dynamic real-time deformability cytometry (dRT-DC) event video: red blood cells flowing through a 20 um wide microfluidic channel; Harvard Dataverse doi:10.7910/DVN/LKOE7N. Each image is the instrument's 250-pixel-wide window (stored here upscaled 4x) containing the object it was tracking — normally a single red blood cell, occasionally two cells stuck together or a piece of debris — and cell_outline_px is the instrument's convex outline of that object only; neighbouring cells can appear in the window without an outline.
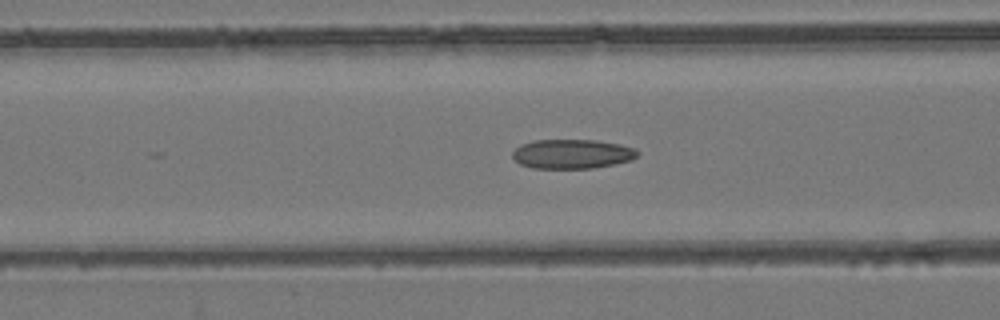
{"species": "common noctule bat (a hibernating species)", "species_latin": "Nyctalus noctula", "temperature_condition": "room temperature", "stored_images_in_passage": 31, "camera_frame_rate_fps": 3000, "um_per_image_px": 0.085, "animal": {"sex": "female", "body_mass_g": 24.6, "forearm_length_mm": 56.2}, "frame": {"image": 1, "passage_image": 23, "time_ms": 7.333, "image_size_px": [1000, 320], "cell_outline_px": [[640, 152], [632, 160], [592, 168], [532, 168], [520, 164], [512, 156], [512, 152], [520, 144], [532, 140], [596, 140], [620, 144], [636, 148]], "centroid_in_image_um": [48.63, 13.07], "position_along_channel_um": 118.0, "area_um2": 21.44}}
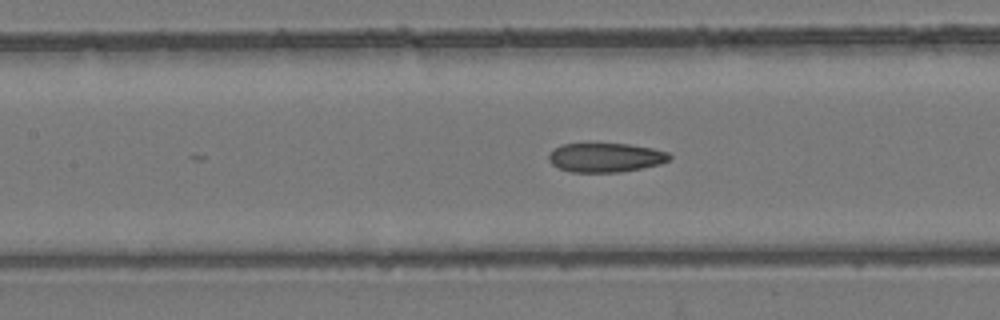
{"frame": {"image": 2, "passage_image": 26, "time_ms": 8.333, "image_size_px": [1000, 320], "cell_outline_px": [[672, 160], [660, 164], [620, 172], [572, 172], [560, 168], [552, 164], [548, 160], [548, 156], [560, 144], [628, 144], [652, 148], [668, 152], [672, 156]], "centroid_in_image_um": [51.51, 13.39], "position_along_channel_um": 155.9, "area_um2": 20.4}}
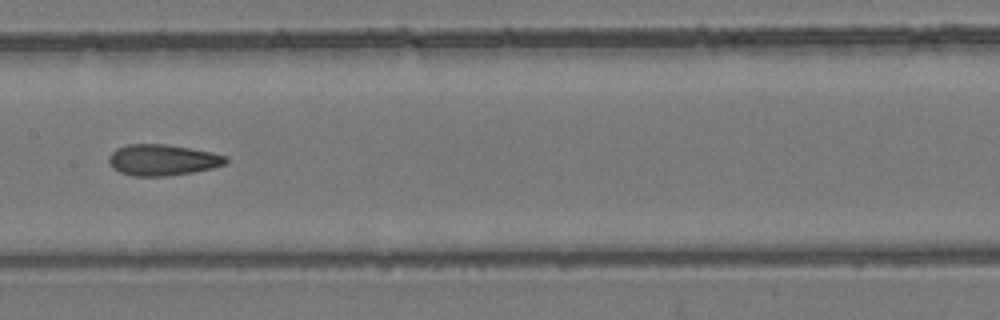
{"frame": {"image": 3, "passage_image": 29, "time_ms": 9.333, "image_size_px": [1000, 320], "cell_outline_px": [[228, 160], [224, 164], [212, 168], [192, 172], [168, 176], [132, 176], [120, 172], [112, 168], [108, 164], [108, 156], [116, 148], [128, 144], [164, 144], [212, 152], [228, 156]], "centroid_in_image_um": [13.78, 13.6], "position_along_channel_um": 193.6, "area_um2": 21.27}}